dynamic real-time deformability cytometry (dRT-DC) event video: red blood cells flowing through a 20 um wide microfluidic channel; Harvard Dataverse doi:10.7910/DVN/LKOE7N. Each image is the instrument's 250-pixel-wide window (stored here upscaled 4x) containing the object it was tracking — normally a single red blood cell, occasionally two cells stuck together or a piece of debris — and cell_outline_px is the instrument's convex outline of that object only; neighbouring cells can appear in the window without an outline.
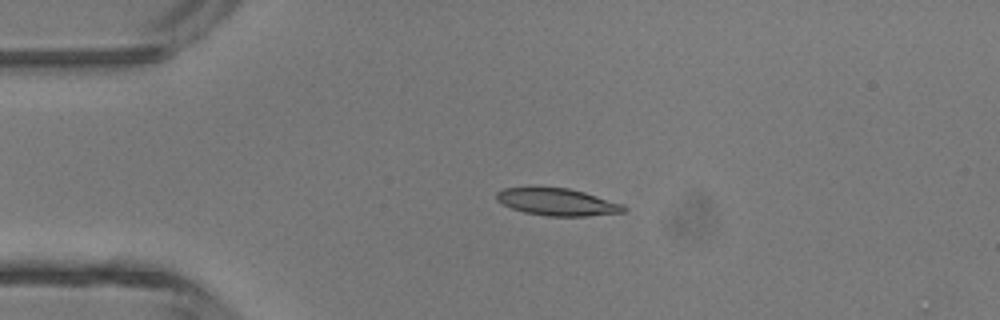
{"species": "common noctule bat (a hibernating species)", "species_latin": "Nyctalus noctula", "temperature_condition": "room temperature", "stored_images_in_passage": 4, "camera_frame_rate_fps": 3000, "um_per_image_px": 0.085, "animal": {"sex": "male", "body_mass_g": 13.3}, "frame": {"image": 1, "passage_image": 3, "time_ms": 0.667, "image_size_px": [1000, 320], "cell_outline_px": [[628, 208], [624, 212], [588, 216], [548, 216], [524, 212], [512, 208], [496, 200], [496, 192], [504, 188], [568, 188], [584, 192], [624, 204]], "centroid_in_image_um": [47.41, 17.18], "position_along_channel_um": 37.6, "area_um2": 20.0}}